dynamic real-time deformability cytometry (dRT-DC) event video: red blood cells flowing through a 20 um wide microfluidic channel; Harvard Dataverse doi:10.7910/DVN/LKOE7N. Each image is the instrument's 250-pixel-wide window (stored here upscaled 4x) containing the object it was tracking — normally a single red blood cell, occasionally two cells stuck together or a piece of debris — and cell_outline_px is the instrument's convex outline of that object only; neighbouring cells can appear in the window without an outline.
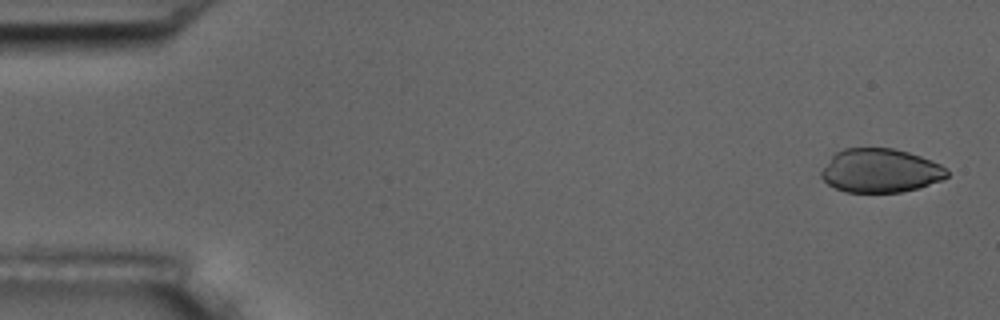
{"species": "common noctule bat (a hibernating species)", "species_latin": "Nyctalus noctula", "temperature_condition": "room temperature", "stored_images_in_passage": 6, "camera_frame_rate_fps": 3000, "um_per_image_px": 0.085, "animal": {"sex": "male", "body_mass_g": 17.5, "forearm_length_mm": 52.3}, "frame": {"image": 1, "passage_image": 1, "time_ms": 0.0, "image_size_px": [1000, 320], "cell_outline_px": [[948, 176], [940, 180], [916, 188], [900, 192], [844, 192], [828, 184], [820, 176], [820, 172], [832, 156], [836, 152], [844, 148], [892, 148], [908, 152], [920, 156], [940, 164], [948, 172]], "centroid_in_image_um": [74.79, 14.5], "position_along_channel_um": 10.2, "area_um2": 31.79}}